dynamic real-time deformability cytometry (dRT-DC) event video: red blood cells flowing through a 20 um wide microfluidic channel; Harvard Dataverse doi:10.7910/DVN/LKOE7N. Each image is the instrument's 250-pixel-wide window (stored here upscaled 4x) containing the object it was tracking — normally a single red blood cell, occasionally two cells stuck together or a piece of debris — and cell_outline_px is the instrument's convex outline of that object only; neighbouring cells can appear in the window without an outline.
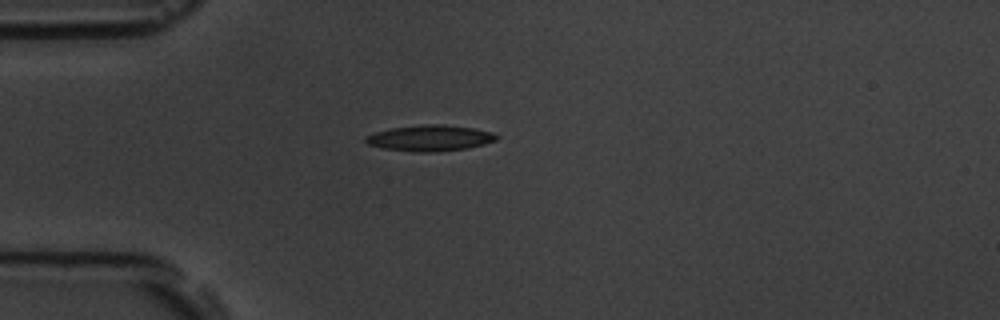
{"species": "common noctule bat (a hibernating species)", "species_latin": "Nyctalus noctula", "temperature_condition": "room temperature", "stored_images_in_passage": 11, "camera_frame_rate_fps": 3000, "um_per_image_px": 0.085, "animal": {"sex": "male", "body_mass_g": 19.5, "forearm_length_mm": 54.6}, "frame": {"image": 1, "passage_image": 2, "time_ms": 1.333, "image_size_px": [1000, 320], "cell_outline_px": [[500, 136], [496, 140], [484, 144], [468, 148], [432, 152], [412, 152], [384, 148], [368, 144], [364, 140], [364, 136], [376, 132], [392, 128], [424, 124], [444, 124], [472, 128], [492, 132]], "centroid_in_image_um": [36.55, 11.73], "position_along_channel_um": 48.4, "area_um2": 19.77}}
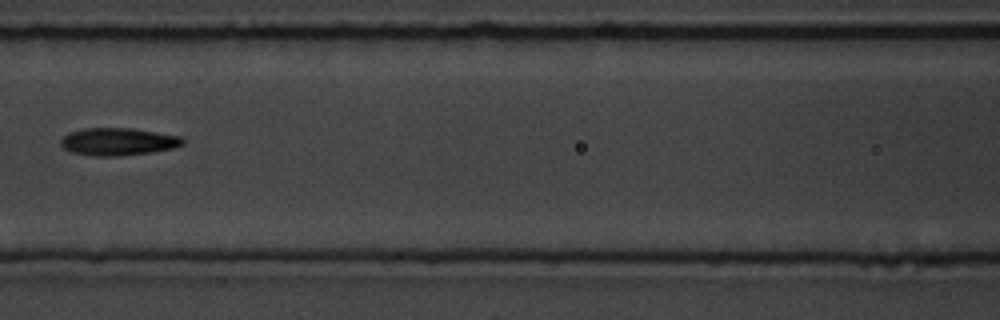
{"frame": {"image": 2, "passage_image": 5, "time_ms": 4.667, "image_size_px": [1000, 320], "cell_outline_px": [[184, 144], [172, 148], [152, 152], [120, 156], [92, 156], [72, 152], [64, 148], [60, 144], [60, 140], [64, 136], [72, 132], [84, 128], [132, 128], [180, 136], [184, 140]], "centroid_in_image_um": [10.04, 12.04], "position_along_channel_um": 156.6, "area_um2": 19.48}}
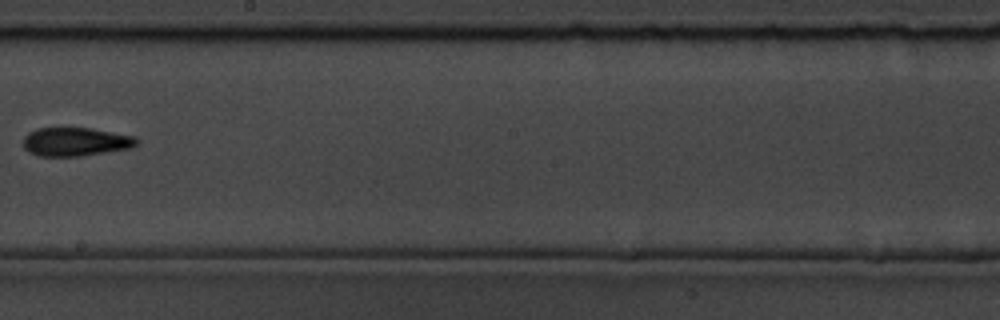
{"frame": {"image": 3, "passage_image": 7, "time_ms": 7.0, "image_size_px": [1000, 320], "cell_outline_px": [[140, 140], [132, 148], [80, 156], [36, 156], [28, 152], [24, 148], [24, 136], [28, 132], [36, 128], [92, 128], [136, 136]], "centroid_in_image_um": [6.43, 12.05], "position_along_channel_um": 241.8, "area_um2": 19.13}, "authors_computed_cell_mechanics": {"area_um2": 19.1318, "velocity_mm_per_s": 3.6603, "shape_relaxation_time_tau1_ms": 5.0586, "shape_relaxation_time_tau2_ms": null, "deformation_change_tau1": 0.1185, "deformation_change_tau2": null}}